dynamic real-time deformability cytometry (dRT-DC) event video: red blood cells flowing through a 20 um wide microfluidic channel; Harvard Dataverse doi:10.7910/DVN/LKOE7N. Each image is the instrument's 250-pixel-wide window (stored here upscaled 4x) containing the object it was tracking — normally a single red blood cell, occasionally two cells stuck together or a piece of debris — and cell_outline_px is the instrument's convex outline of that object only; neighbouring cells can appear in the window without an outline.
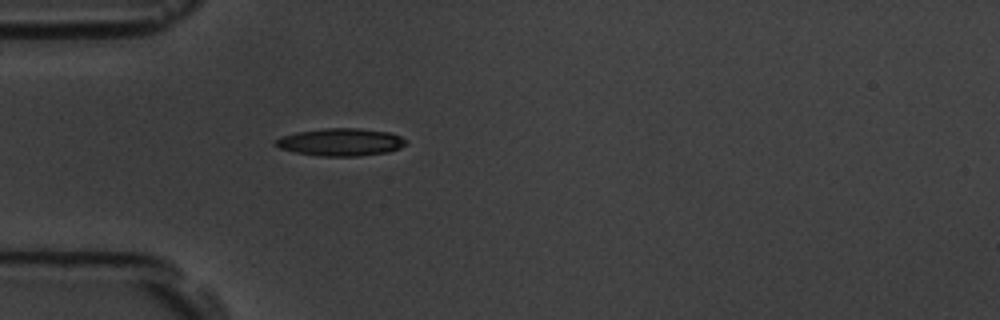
{"species": "common noctule bat (a hibernating species)", "species_latin": "Nyctalus noctula", "temperature_condition": "room temperature", "stored_images_in_passage": 1, "camera_frame_rate_fps": 3000, "um_per_image_px": 0.085, "animal": {"sex": "male", "body_mass_g": 19.5, "forearm_length_mm": 54.6}, "frame": {"image": 1, "passage_image": 1, "time_ms": 0.0, "image_size_px": [1000, 320], "cell_outline_px": [[408, 144], [400, 148], [388, 152], [360, 156], [320, 156], [296, 152], [280, 148], [272, 144], [276, 140], [284, 136], [296, 132], [324, 128], [360, 128], [388, 132], [400, 136], [408, 140]], "centroid_in_image_um": [29.0, 12.08], "position_along_channel_um": 56.0, "area_um2": 20.98}}